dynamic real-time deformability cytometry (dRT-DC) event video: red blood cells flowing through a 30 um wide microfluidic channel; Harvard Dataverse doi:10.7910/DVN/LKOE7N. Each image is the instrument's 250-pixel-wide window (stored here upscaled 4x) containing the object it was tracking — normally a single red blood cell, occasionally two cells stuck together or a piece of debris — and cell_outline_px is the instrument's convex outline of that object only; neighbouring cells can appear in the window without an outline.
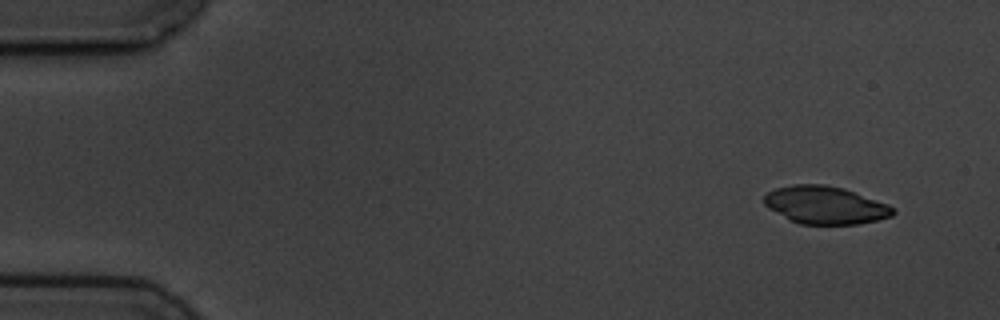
{"species": "common noctule bat (a hibernating species)", "species_latin": "Nyctalus noctula", "temperature_condition": "cold", "stored_images_in_passage": 5, "camera_frame_rate_fps": 3000, "um_per_image_px": 0.085, "animal": {"sex": "male", "body_mass_g": 19.5, "forearm_length_mm": 54.6}, "frame": {"image": 1, "passage_image": 1, "time_ms": 0.0, "image_size_px": [1000, 320], "cell_outline_px": [[896, 212], [892, 216], [876, 220], [856, 224], [800, 224], [788, 220], [768, 208], [764, 204], [764, 196], [768, 192], [776, 188], [792, 184], [824, 184], [844, 188], [888, 204], [896, 208]], "centroid_in_image_um": [70.14, 17.43], "position_along_channel_um": 14.9, "area_um2": 28.5}}